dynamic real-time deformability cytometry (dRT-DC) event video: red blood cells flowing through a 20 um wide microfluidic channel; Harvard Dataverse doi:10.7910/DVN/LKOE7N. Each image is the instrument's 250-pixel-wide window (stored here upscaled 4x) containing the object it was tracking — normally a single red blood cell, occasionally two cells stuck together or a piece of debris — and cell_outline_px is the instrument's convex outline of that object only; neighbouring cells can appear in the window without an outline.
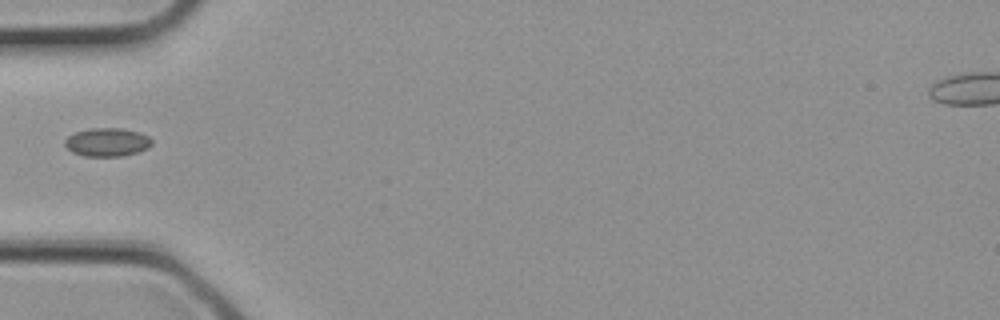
{"species": "common noctule bat (a hibernating species)", "species_latin": "Nyctalus noctula", "temperature_condition": "cold", "stored_images_in_passage": 1, "camera_frame_rate_fps": 3000, "um_per_image_px": 0.085, "animal": {"sex": "female", "body_mass_g": 21.9}, "frame": {"image": 1, "passage_image": 1, "time_ms": 0.0, "image_size_px": [1000, 320], "cell_outline_px": [[152, 144], [148, 148], [136, 152], [120, 156], [84, 156], [72, 152], [64, 144], [64, 140], [68, 136], [76, 132], [88, 128], [120, 128], [140, 132], [148, 136], [152, 140]], "centroid_in_image_um": [9.1, 12.07], "position_along_channel_um": 75.9, "area_um2": 14.39}}